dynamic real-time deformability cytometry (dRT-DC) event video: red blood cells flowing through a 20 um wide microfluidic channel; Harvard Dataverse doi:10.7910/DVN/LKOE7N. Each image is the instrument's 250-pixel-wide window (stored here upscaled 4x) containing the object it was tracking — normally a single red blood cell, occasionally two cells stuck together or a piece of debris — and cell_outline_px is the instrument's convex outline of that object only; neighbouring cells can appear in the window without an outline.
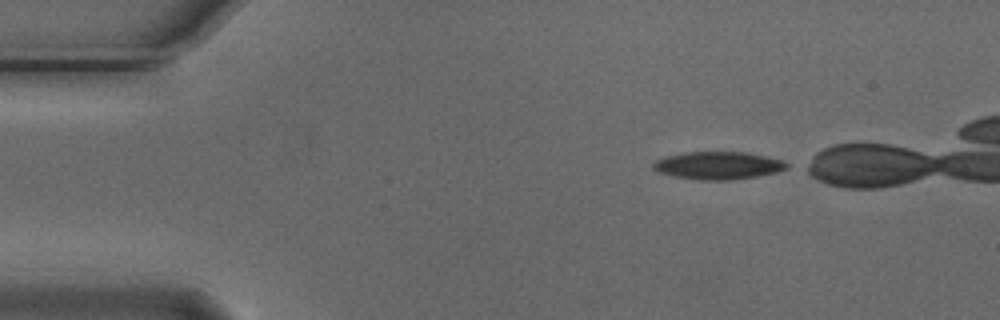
{"species": "Egyptian fruit bat (a non-hibernating species)", "species_latin": "Rousettus aegyptiacus", "temperature_condition": "cold", "stored_images_in_passage": 4, "camera_frame_rate_fps": 3000, "um_per_image_px": 0.085, "animal": {"sex": "male"}, "frame": {"image": 1, "passage_image": 1, "time_ms": 0.0, "image_size_px": [1000, 320], "cell_outline_px": [[788, 168], [776, 172], [756, 176], [732, 180], [700, 180], [676, 176], [660, 172], [652, 168], [652, 164], [656, 160], [668, 156], [684, 152], [748, 152], [768, 156], [784, 160], [788, 164]], "centroid_in_image_um": [61.09, 14.06], "position_along_channel_um": 23.9, "area_um2": 21.5}}